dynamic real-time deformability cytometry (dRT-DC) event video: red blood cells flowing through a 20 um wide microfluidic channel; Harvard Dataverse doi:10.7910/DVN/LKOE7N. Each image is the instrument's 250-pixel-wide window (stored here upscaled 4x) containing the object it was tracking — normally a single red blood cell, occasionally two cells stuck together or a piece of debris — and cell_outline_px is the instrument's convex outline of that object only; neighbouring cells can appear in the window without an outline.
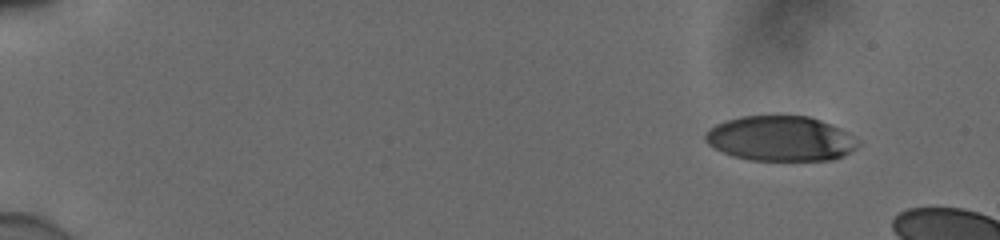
{"species": "human", "species_latin": "Homo sapiens", "temperature_condition": "cold", "stored_images_in_passage": 7, "camera_frame_rate_fps": 3000, "um_per_image_px": 0.085, "donor": {"sex": "male"}, "frame": {"image": 1, "passage_image": 1, "time_ms": 0.0, "image_size_px": [1000, 240], "cell_outline_px": [[860, 144], [856, 148], [844, 156], [832, 160], [748, 160], [732, 156], [708, 144], [704, 140], [704, 136], [708, 128], [724, 120], [740, 116], [776, 112], [808, 116], [820, 120], [840, 128], [860, 140]], "centroid_in_image_um": [66.33, 11.73], "position_along_channel_um": 18.7, "area_um2": 41.27}}